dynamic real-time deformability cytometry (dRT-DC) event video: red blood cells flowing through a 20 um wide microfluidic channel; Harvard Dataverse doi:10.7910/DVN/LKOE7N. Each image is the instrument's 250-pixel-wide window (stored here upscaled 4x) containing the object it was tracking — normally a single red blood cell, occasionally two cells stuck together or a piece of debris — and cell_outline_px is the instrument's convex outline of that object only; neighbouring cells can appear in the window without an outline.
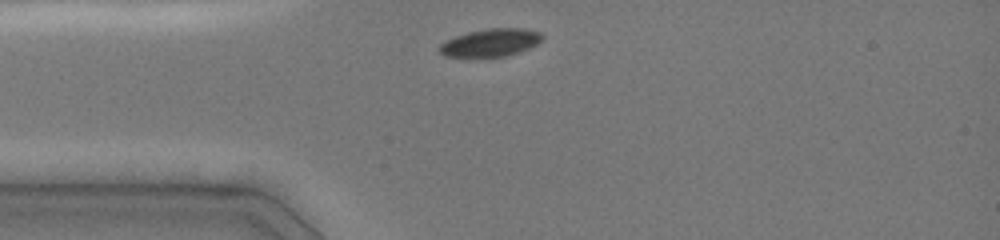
{"species": "common noctule bat (a hibernating species)", "species_latin": "Nyctalus noctula", "temperature_condition": "cold", "stored_images_in_passage": 12, "camera_frame_rate_fps": 3000, "um_per_image_px": 0.085, "animal": {"sex": "female", "body_mass_g": 19.0, "forearm_length_mm": 51.5}, "frame": {"image": 1, "passage_image": 1, "time_ms": 0.0, "image_size_px": [1000, 240], "cell_outline_px": [[544, 36], [536, 44], [520, 52], [504, 56], [444, 56], [436, 48], [440, 44], [456, 36], [468, 32], [488, 28], [524, 28], [540, 32]], "centroid_in_image_um": [41.7, 3.61], "position_along_channel_um": 43.3, "area_um2": 16.42}}
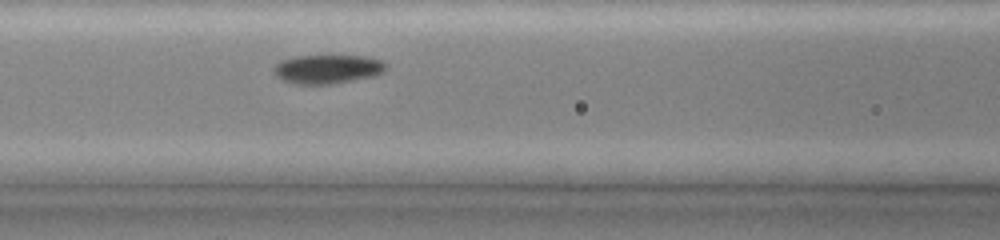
{"frame": {"image": 2, "passage_image": 8, "time_ms": 2.667, "image_size_px": [1000, 240], "cell_outline_px": [[388, 68], [384, 72], [376, 76], [332, 84], [292, 84], [276, 76], [272, 68], [280, 60], [296, 56], [364, 56], [380, 60], [388, 64]], "centroid_in_image_um": [27.86, 5.88], "position_along_channel_um": 138.7, "area_um2": 19.13}}
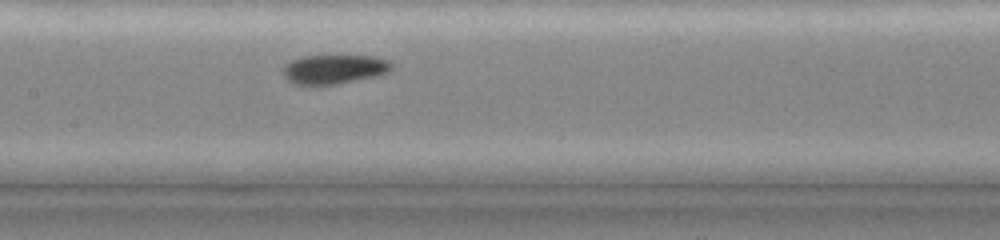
{"frame": {"image": 3, "passage_image": 12, "time_ms": 3.667, "image_size_px": [1000, 240], "cell_outline_px": [[392, 68], [388, 72], [380, 76], [336, 84], [292, 84], [284, 76], [284, 68], [292, 60], [304, 56], [372, 56], [388, 60], [392, 64]], "centroid_in_image_um": [28.45, 5.89], "position_along_channel_um": 178.9, "area_um2": 18.32}}